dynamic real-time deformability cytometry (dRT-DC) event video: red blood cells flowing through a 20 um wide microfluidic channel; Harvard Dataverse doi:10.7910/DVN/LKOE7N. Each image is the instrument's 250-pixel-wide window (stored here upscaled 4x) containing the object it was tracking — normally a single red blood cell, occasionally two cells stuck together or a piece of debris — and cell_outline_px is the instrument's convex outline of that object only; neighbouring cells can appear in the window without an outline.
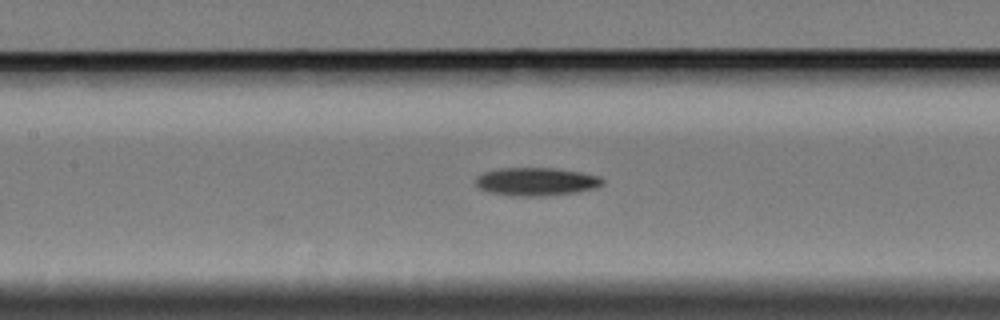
{"species": "Egyptian fruit bat (a non-hibernating species)", "species_latin": "Rousettus aegyptiacus", "temperature_condition": "cold", "stored_images_in_passage": 7, "camera_frame_rate_fps": 3000, "um_per_image_px": 0.085, "animal": {"sex": "female"}, "frame": {"image": 1, "passage_image": 5, "time_ms": 6.0, "image_size_px": [1000, 320], "cell_outline_px": [[604, 184], [592, 188], [572, 192], [544, 196], [512, 196], [488, 192], [480, 188], [476, 184], [476, 176], [484, 172], [500, 168], [556, 168], [580, 172], [600, 176], [604, 180]], "centroid_in_image_um": [45.55, 15.43], "position_along_channel_um": 161.8, "area_um2": 20.69}}
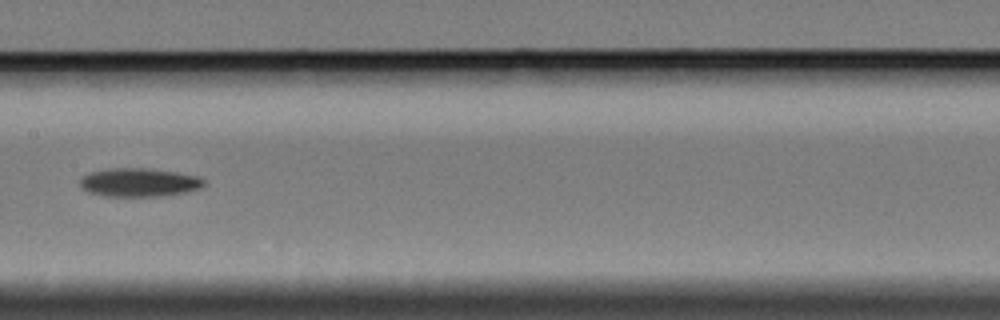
{"frame": {"image": 2, "passage_image": 6, "time_ms": 7.0, "image_size_px": [1000, 320], "cell_outline_px": [[204, 184], [200, 188], [184, 192], [160, 196], [104, 196], [88, 192], [80, 188], [80, 176], [88, 172], [108, 168], [148, 168], [176, 172], [196, 176], [204, 180]], "centroid_in_image_um": [11.73, 15.49], "position_along_channel_um": 195.7, "area_um2": 20.69}}
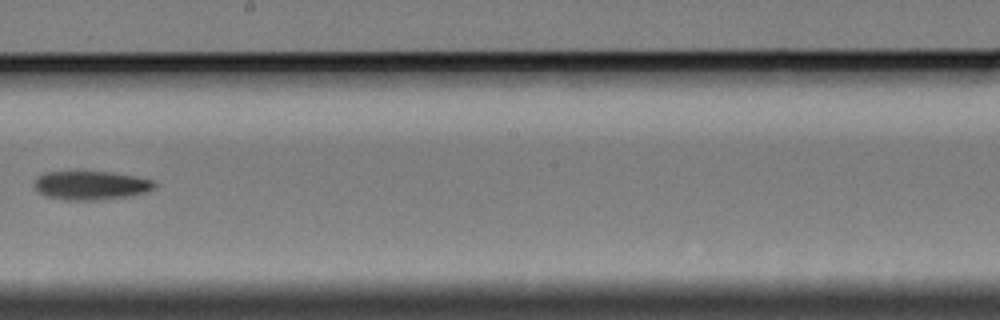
{"frame": {"image": 3, "passage_image": 7, "time_ms": 8.333, "image_size_px": [1000, 320], "cell_outline_px": [[156, 188], [132, 196], [96, 200], [64, 200], [48, 196], [36, 192], [32, 184], [36, 176], [44, 172], [112, 172], [136, 176], [152, 180], [156, 184]], "centroid_in_image_um": [7.69, 15.76], "position_along_channel_um": 240.5, "area_um2": 20.4}}